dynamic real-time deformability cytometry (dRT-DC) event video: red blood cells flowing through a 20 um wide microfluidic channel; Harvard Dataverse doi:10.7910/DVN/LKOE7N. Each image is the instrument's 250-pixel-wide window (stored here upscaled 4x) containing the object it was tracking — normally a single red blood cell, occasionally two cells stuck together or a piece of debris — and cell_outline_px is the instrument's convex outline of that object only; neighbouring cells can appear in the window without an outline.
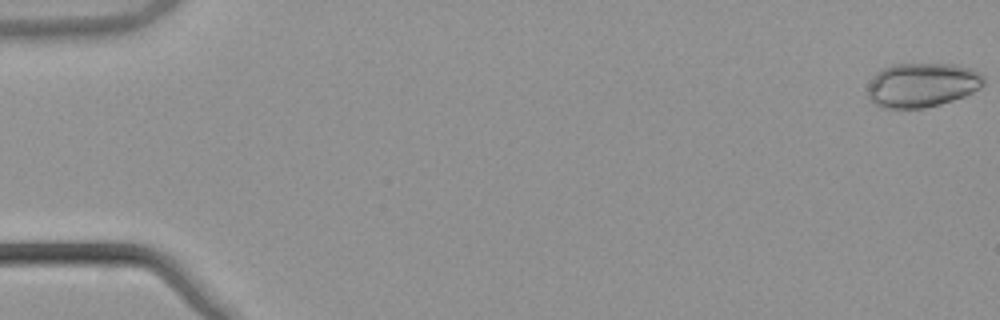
{"species": "common noctule bat (a hibernating species)", "species_latin": "Nyctalus noctula", "temperature_condition": "warm", "stored_images_in_passage": 54, "camera_frame_rate_fps": 3000, "um_per_image_px": 0.085, "animal": {"sex": "male", "body_mass_g": 21.5, "forearm_length_mm": 52.0}, "frame": {"image": 1, "passage_image": 1, "time_ms": 0.0, "image_size_px": [1000, 320], "cell_outline_px": [[984, 84], [980, 88], [964, 96], [940, 104], [924, 108], [880, 108], [872, 104], [868, 96], [868, 84], [876, 72], [892, 64], [956, 64], [972, 68], [980, 72], [984, 76]], "centroid_in_image_um": [78.37, 7.22], "position_along_channel_um": 6.6, "area_um2": 30.29}}
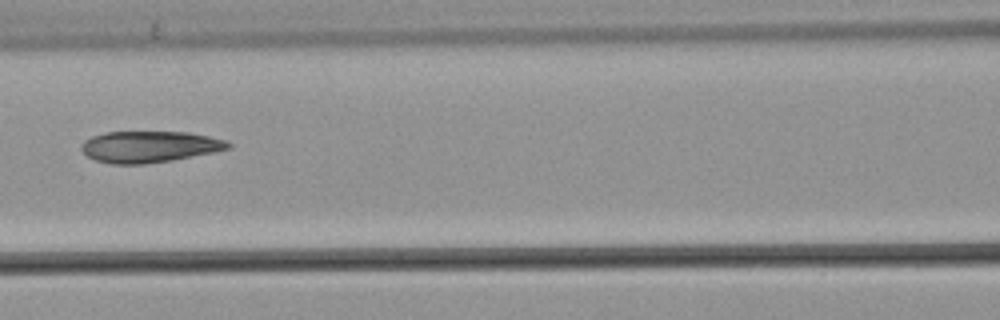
{"frame": {"image": 2, "passage_image": 25, "time_ms": 8.0, "image_size_px": [1000, 320], "cell_outline_px": [[232, 148], [172, 160], [144, 164], [112, 164], [96, 160], [88, 156], [80, 148], [80, 144], [84, 140], [92, 136], [104, 132], [188, 132], [228, 140], [232, 144]], "centroid_in_image_um": [12.7, 12.46], "position_along_channel_um": 153.9, "area_um2": 26.88}}
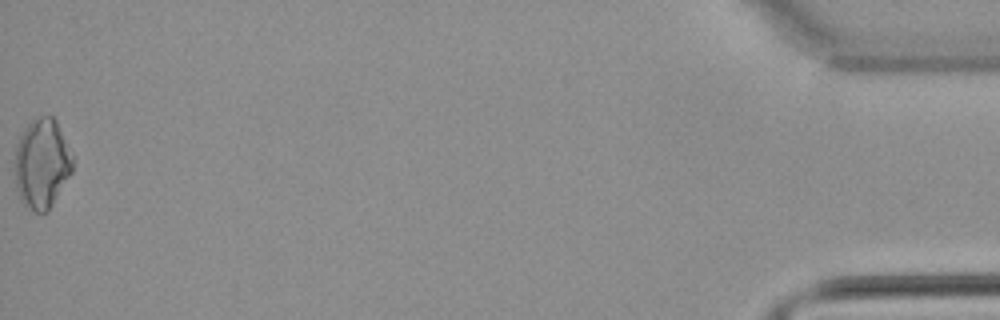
{"frame": {"image": 3, "passage_image": 54, "time_ms": 17.667, "image_size_px": [1000, 320], "cell_outline_px": [[72, 172], [48, 212], [36, 212], [24, 204], [20, 200], [16, 188], [16, 144], [24, 128], [32, 120], [40, 116], [52, 116], [56, 120], [72, 156]], "centroid_in_image_um": [3.56, 13.91], "position_along_channel_um": 431.6, "area_um2": 29.88}, "authors_computed_cell_mechanics": {"area_um2": 27.8307, "velocity_mm_per_s": 3.8878, "shape_relaxation_time_tau1_ms": null, "shape_relaxation_time_tau2_ms": 6.5016, "deformation_change_tau1": null, "deformation_change_tau2": 0.1399}}